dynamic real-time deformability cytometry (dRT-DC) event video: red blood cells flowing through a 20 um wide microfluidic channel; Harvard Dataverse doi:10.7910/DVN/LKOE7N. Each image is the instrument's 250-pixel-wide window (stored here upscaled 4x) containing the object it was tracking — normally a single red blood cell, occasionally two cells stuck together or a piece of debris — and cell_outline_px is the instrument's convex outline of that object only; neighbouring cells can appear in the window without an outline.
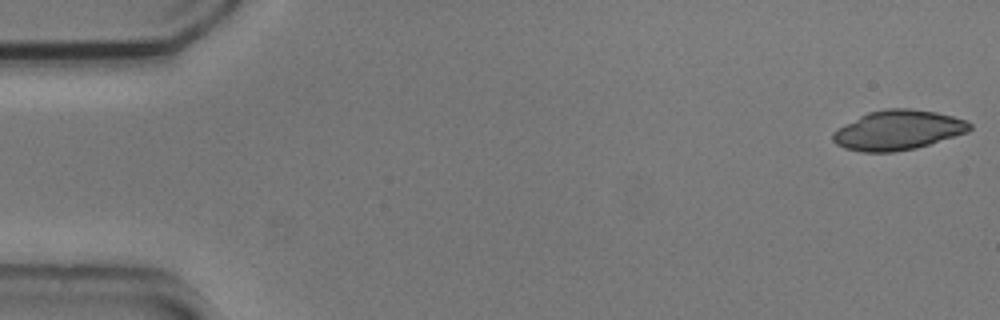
{"species": "common noctule bat (a hibernating species)", "species_latin": "Nyctalus noctula", "temperature_condition": "cold", "stored_images_in_passage": 51, "camera_frame_rate_fps": 3000, "um_per_image_px": 0.085, "animal": {"sex": "male", "body_mass_g": 20.5, "forearm_length_mm": 52.5}, "frame": {"image": 1, "passage_image": 1, "time_ms": 0.0, "image_size_px": [1000, 320], "cell_outline_px": [[972, 128], [968, 132], [916, 148], [892, 152], [860, 152], [844, 148], [836, 144], [832, 140], [832, 132], [836, 128], [868, 112], [888, 108], [912, 108], [936, 112], [952, 116], [964, 120], [972, 124]], "centroid_in_image_um": [76.3, 11.06], "position_along_channel_um": 8.7, "area_um2": 31.73}}